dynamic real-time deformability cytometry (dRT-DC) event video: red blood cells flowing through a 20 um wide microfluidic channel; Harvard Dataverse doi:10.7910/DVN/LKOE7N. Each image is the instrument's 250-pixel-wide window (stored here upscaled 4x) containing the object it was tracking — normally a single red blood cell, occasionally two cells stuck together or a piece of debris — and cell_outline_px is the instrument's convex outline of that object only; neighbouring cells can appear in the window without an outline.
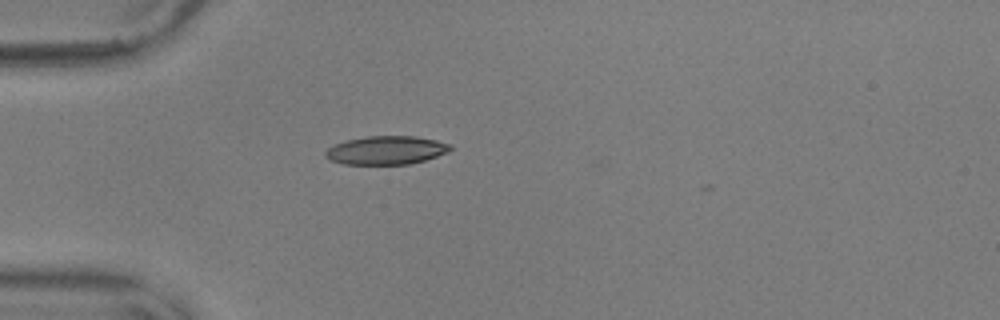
{"species": "common noctule bat (a hibernating species)", "species_latin": "Nyctalus noctula", "temperature_condition": "warm", "stored_images_in_passage": 4, "camera_frame_rate_fps": 3000, "um_per_image_px": 0.085, "animal": {"sex": "male", "body_mass_g": 17.9, "forearm_length_mm": 54.2}, "frame": {"image": 1, "passage_image": 2, "time_ms": 0.333, "image_size_px": [1000, 320], "cell_outline_px": [[452, 148], [448, 152], [424, 160], [408, 164], [344, 164], [332, 160], [324, 156], [324, 152], [328, 148], [336, 144], [348, 140], [368, 136], [416, 136], [436, 140], [452, 144]], "centroid_in_image_um": [32.85, 12.76], "position_along_channel_um": 52.1, "area_um2": 20.58}}